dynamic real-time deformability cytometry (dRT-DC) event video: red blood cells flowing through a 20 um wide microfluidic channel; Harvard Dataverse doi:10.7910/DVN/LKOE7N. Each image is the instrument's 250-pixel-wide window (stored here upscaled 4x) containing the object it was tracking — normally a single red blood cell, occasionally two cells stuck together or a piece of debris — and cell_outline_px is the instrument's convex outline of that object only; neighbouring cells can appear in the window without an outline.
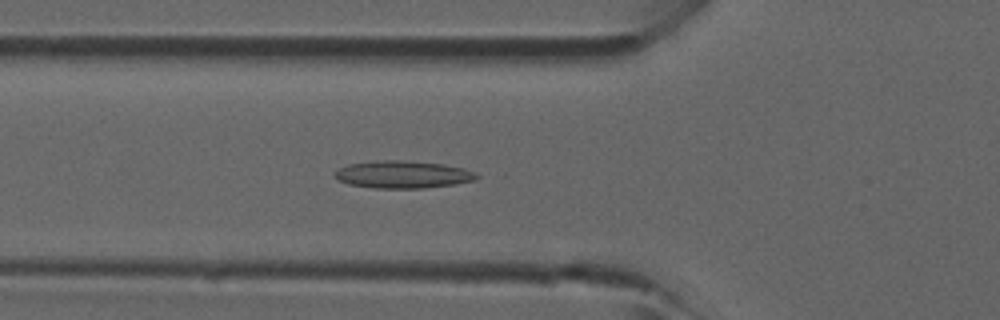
{"species": "common noctule bat (a hibernating species)", "species_latin": "Nyctalus noctula", "temperature_condition": "room temperature", "stored_images_in_passage": 41, "camera_frame_rate_fps": 3000, "um_per_image_px": 0.085, "animal": {"sex": "male", "forearm_length_mm": 52.5}, "frame": {"image": 1, "passage_image": 16, "time_ms": 5.0, "image_size_px": [1000, 320], "cell_outline_px": [[480, 176], [476, 180], [456, 184], [424, 188], [372, 188], [348, 184], [332, 176], [340, 168], [348, 164], [380, 160], [400, 160], [444, 164], [464, 168], [476, 172]], "centroid_in_image_um": [34.28, 14.83], "position_along_channel_um": 91.5, "area_um2": 22.77}}
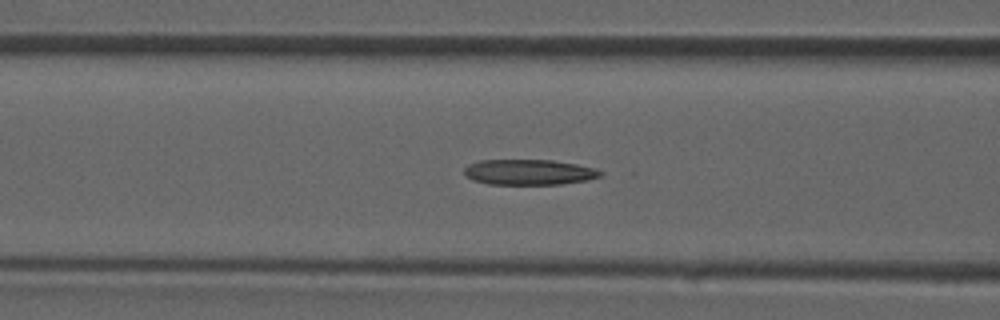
{"frame": {"image": 2, "passage_image": 18, "time_ms": 5.667, "image_size_px": [1000, 320], "cell_outline_px": [[604, 172], [600, 176], [588, 180], [560, 184], [488, 184], [472, 180], [464, 176], [464, 168], [468, 164], [480, 160], [552, 160], [576, 164], [592, 168]], "centroid_in_image_um": [44.91, 14.63], "position_along_channel_um": 121.7, "area_um2": 20.23}}
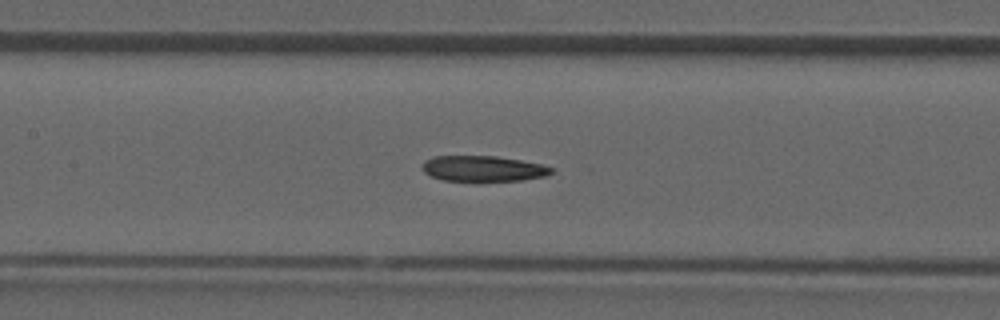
{"frame": {"image": 3, "passage_image": 21, "time_ms": 6.667, "image_size_px": [1000, 320], "cell_outline_px": [[556, 168], [552, 172], [544, 176], [520, 180], [444, 180], [432, 176], [424, 172], [420, 168], [420, 164], [424, 160], [432, 156], [496, 156], [520, 160], [540, 164]], "centroid_in_image_um": [41.01, 14.31], "position_along_channel_um": 166.4, "area_um2": 19.13}}